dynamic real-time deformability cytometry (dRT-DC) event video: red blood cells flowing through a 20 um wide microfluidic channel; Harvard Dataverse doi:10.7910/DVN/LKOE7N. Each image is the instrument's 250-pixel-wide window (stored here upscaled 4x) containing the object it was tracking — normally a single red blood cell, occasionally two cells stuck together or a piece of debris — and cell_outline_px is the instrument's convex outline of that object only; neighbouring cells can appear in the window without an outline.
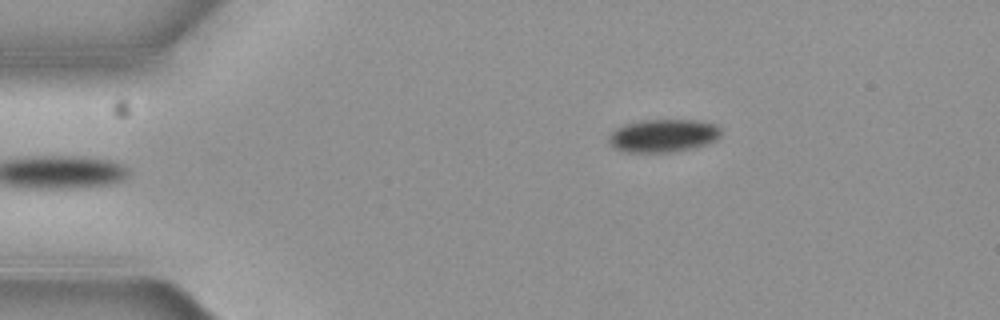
{"species": "common noctule bat (a hibernating species)", "species_latin": "Nyctalus noctula", "temperature_condition": "cold", "stored_images_in_passage": 6, "camera_frame_rate_fps": 3000, "um_per_image_px": 0.085, "animal": {"sex": "female", "body_mass_g": 19.3, "forearm_length_mm": 54.1}, "frame": {"image": 1, "passage_image": 6, "time_ms": 1.667, "image_size_px": [1000, 320], "cell_outline_px": [[720, 132], [712, 140], [704, 144], [688, 148], [668, 152], [628, 152], [616, 148], [608, 140], [608, 136], [616, 128], [624, 124], [644, 120], [696, 120], [716, 124], [720, 128]], "centroid_in_image_um": [56.31, 11.51], "position_along_channel_um": 28.7, "area_um2": 20.98}}